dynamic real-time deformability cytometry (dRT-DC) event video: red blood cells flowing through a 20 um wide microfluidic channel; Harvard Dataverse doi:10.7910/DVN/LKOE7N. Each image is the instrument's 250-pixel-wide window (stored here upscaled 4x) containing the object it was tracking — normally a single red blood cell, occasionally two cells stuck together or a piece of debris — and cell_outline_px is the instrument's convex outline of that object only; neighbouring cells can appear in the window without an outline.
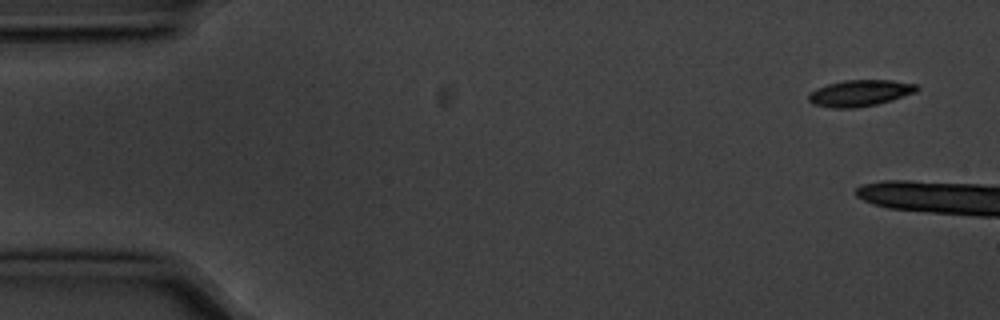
{"species": "common noctule bat (a hibernating species)", "species_latin": "Nyctalus noctula", "temperature_condition": "cold", "stored_images_in_passage": 6, "camera_frame_rate_fps": 3000, "um_per_image_px": 0.085, "animal": {"sex": "male", "body_mass_g": 20.1, "forearm_length_mm": 53.5}, "frame": {"image": 1, "passage_image": 1, "time_ms": 0.0, "image_size_px": [1000, 320], "cell_outline_px": [[920, 88], [916, 92], [892, 100], [876, 104], [856, 108], [832, 108], [812, 104], [808, 100], [808, 96], [816, 88], [828, 84], [844, 80], [892, 80], [916, 84]], "centroid_in_image_um": [73.1, 7.91], "position_along_channel_um": 11.9, "area_um2": 16.65}}
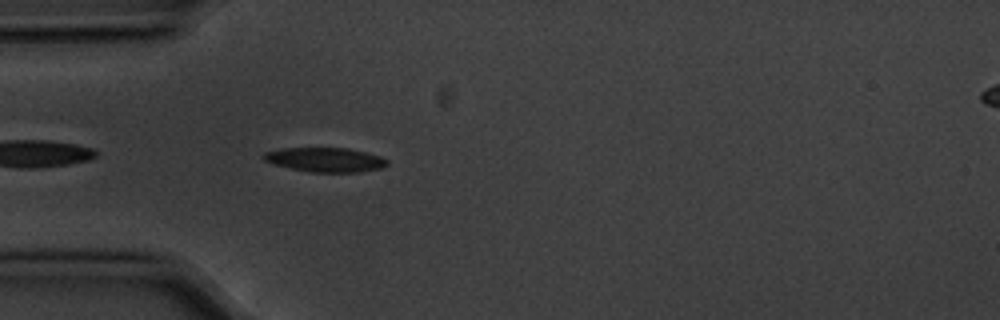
{"frame": {"image": 2, "passage_image": 6, "time_ms": 1.667, "image_size_px": [1000, 320], "cell_outline_px": [[388, 164], [380, 168], [360, 172], [308, 172], [276, 164], [264, 160], [260, 156], [264, 152], [280, 148], [348, 148], [380, 156], [388, 160]], "centroid_in_image_um": [27.63, 13.57], "position_along_channel_um": 57.4, "area_um2": 17.46}}